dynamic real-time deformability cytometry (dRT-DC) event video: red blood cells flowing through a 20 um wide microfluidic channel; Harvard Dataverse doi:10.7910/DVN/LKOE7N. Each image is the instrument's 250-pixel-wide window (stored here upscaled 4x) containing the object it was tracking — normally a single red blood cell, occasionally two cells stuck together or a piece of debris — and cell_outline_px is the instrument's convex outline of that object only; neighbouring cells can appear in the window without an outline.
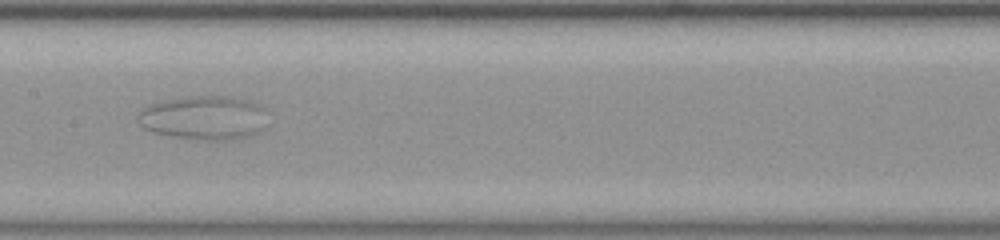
{"species": "common noctule bat (a hibernating species)", "species_latin": "Nyctalus noctula", "temperature_condition": "room temperature", "stored_images_in_passage": 56, "camera_frame_rate_fps": 3000, "um_per_image_px": 0.085, "animal": {"sex": "female", "body_mass_g": 23.0, "forearm_length_mm": 53.4}, "frame": {"image": 1, "passage_image": 27, "time_ms": 8.667, "image_size_px": [1000, 240], "cell_outline_px": [[268, 108], [256, 132], [244, 136], [224, 140], [204, 140], [176, 136], [156, 132], [144, 128], [140, 124], [140, 112], [148, 104], [180, 96], [232, 96], [248, 100], [260, 104]], "centroid_in_image_um": [17.32, 9.96], "position_along_channel_um": 190.1, "area_um2": 32.66}}
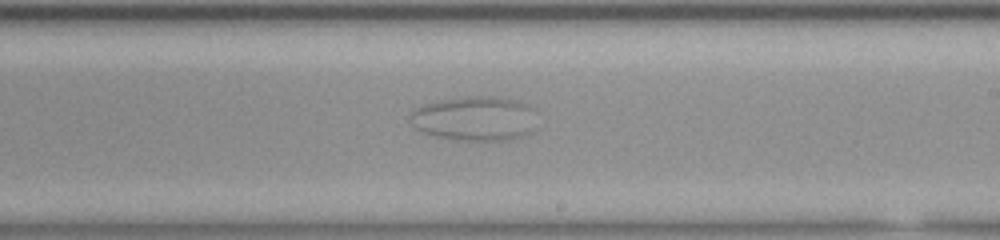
{"frame": {"image": 2, "passage_image": 32, "time_ms": 10.333, "image_size_px": [1000, 240], "cell_outline_px": [[532, 132], [508, 140], [472, 140], [444, 136], [424, 132], [416, 128], [412, 124], [408, 116], [416, 108], [424, 104], [440, 100], [460, 96], [492, 96], [512, 100], [524, 104], [532, 108]], "centroid_in_image_um": [40.31, 10.05], "position_along_channel_um": 248.7, "area_um2": 32.02}}